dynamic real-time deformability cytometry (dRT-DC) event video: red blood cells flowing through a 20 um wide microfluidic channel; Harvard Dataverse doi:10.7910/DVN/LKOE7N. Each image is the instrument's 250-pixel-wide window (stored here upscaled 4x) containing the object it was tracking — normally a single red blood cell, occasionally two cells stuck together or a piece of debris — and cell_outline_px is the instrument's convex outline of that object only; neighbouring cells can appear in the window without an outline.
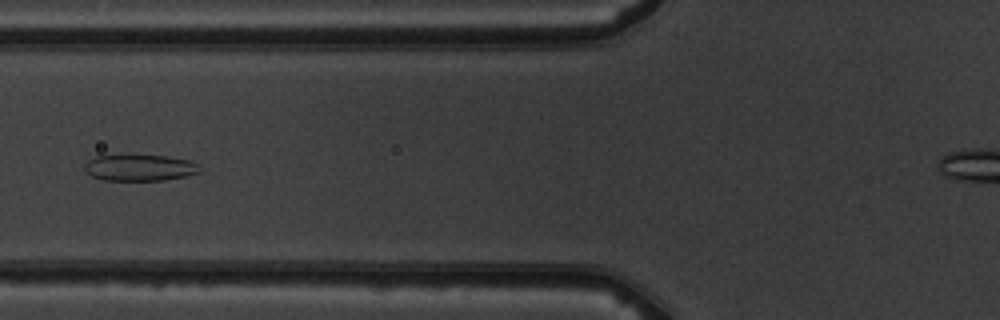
{"species": "common noctule bat (a hibernating species)", "species_latin": "Nyctalus noctula", "temperature_condition": "warm", "stored_images_in_passage": 5, "camera_frame_rate_fps": 3000, "um_per_image_px": 0.085, "animal": {"sex": "male", "body_mass_g": 19.5, "forearm_length_mm": 54.6}, "frame": {"image": 1, "passage_image": 5, "time_ms": 5.333, "image_size_px": [1000, 320], "cell_outline_px": [[200, 172], [188, 176], [164, 180], [104, 180], [92, 176], [84, 168], [84, 164], [88, 160], [96, 156], [164, 156], [188, 160], [196, 164]], "centroid_in_image_um": [11.86, 14.27], "position_along_channel_um": 113.9, "area_um2": 17.28}}